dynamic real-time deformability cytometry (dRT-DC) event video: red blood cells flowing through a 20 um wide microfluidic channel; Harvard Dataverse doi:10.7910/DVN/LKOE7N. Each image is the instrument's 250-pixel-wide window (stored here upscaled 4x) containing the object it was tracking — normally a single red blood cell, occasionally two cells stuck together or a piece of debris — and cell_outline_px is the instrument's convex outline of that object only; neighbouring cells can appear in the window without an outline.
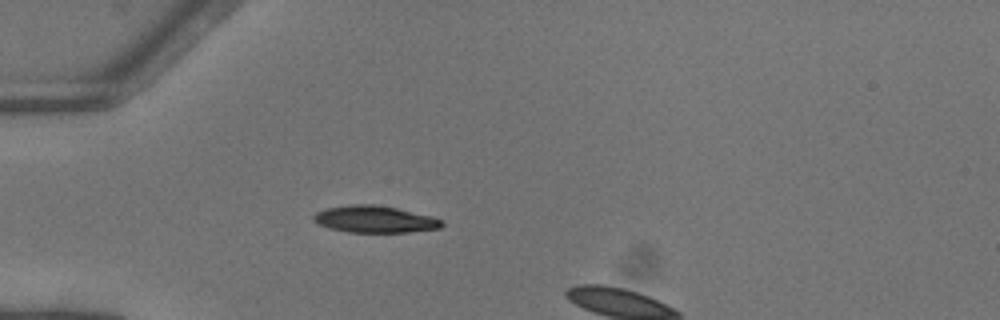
{"species": "common noctule bat (a hibernating species)", "species_latin": "Nyctalus noctula", "temperature_condition": "warm", "stored_images_in_passage": 6, "camera_frame_rate_fps": 3000, "um_per_image_px": 0.085, "animal": {"sex": "female"}, "frame": {"image": 1, "passage_image": 1, "time_ms": 0.0, "image_size_px": [1000, 320], "cell_outline_px": [[444, 224], [440, 228], [408, 232], [348, 232], [328, 228], [312, 220], [312, 216], [316, 212], [328, 208], [348, 204], [372, 204], [396, 208], [432, 216], [444, 220]], "centroid_in_image_um": [31.86, 18.63], "position_along_channel_um": 53.1, "area_um2": 20.11}}